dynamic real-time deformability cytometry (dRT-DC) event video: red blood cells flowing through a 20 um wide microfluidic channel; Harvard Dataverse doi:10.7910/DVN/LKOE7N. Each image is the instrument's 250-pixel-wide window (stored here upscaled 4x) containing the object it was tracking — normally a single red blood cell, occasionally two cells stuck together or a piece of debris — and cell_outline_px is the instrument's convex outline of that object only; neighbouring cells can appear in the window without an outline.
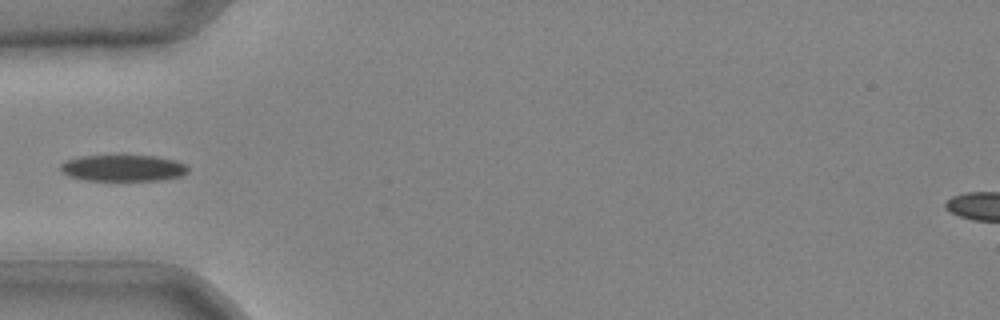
{"species": "common noctule bat (a hibernating species)", "species_latin": "Nyctalus noctula", "temperature_condition": "cold", "stored_images_in_passage": 29, "camera_frame_rate_fps": 3000, "um_per_image_px": 0.085, "animal": {"sex": "male", "body_mass_g": 20.4}, "frame": {"image": 1, "passage_image": 1, "time_ms": 0.0, "image_size_px": [1000, 320], "cell_outline_px": [[188, 172], [180, 176], [160, 180], [88, 180], [68, 176], [60, 172], [60, 164], [68, 160], [80, 156], [156, 156], [176, 160], [184, 164], [188, 168]], "centroid_in_image_um": [10.45, 14.28], "position_along_channel_um": 74.6, "area_um2": 19.48}}
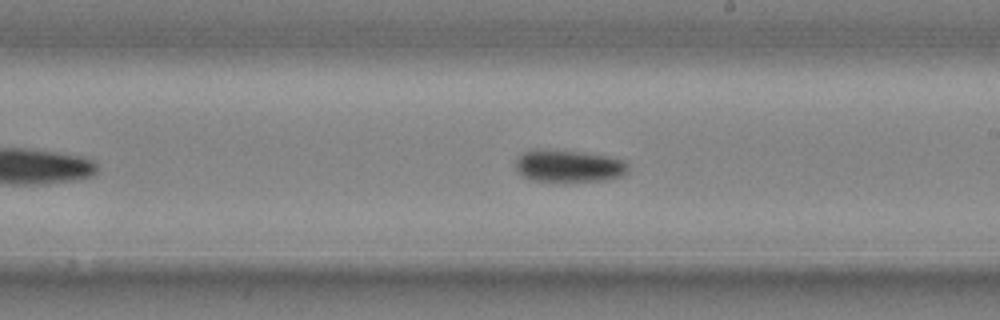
{"frame": {"image": 2, "passage_image": 12, "time_ms": 3.667, "image_size_px": [1000, 320], "cell_outline_px": [[628, 172], [624, 176], [608, 180], [552, 184], [528, 180], [516, 168], [516, 160], [524, 152], [532, 148], [548, 148], [584, 152], [608, 156], [624, 160], [628, 164]], "centroid_in_image_um": [48.34, 14.14], "position_along_channel_um": 240.7, "area_um2": 22.43}}
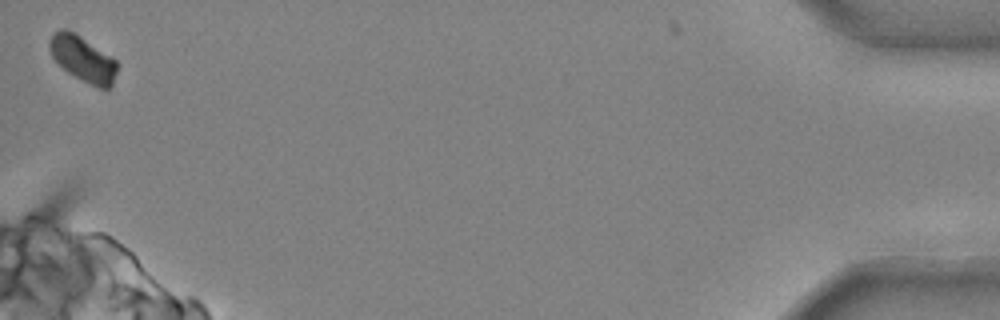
{"frame": {"image": 3, "passage_image": 29, "time_ms": 9.333, "image_size_px": [1000, 320], "cell_outline_px": [[120, 64], [112, 88], [100, 88], [68, 72], [56, 64], [48, 48], [48, 40], [52, 32], [60, 28], [68, 28], [116, 60]], "centroid_in_image_um": [7.02, 4.97], "position_along_channel_um": 428.2, "area_um2": 18.21}}